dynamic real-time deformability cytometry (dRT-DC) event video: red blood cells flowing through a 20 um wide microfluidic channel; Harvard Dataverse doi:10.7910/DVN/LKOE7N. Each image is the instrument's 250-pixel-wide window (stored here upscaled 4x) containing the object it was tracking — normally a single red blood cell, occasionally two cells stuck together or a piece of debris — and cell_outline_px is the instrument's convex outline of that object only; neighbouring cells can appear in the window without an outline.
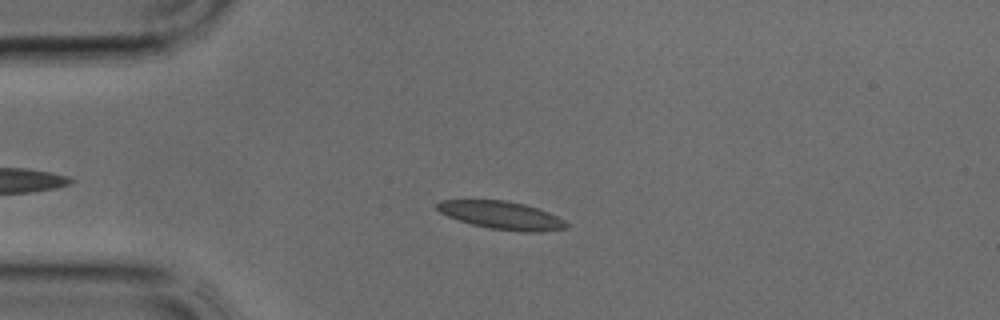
{"species": "common noctule bat (a hibernating species)", "species_latin": "Nyctalus noctula", "temperature_condition": "cold", "stored_images_in_passage": 12, "camera_frame_rate_fps": 3000, "um_per_image_px": 0.085, "animal": {"sex": "male", "body_mass_g": 17.9, "forearm_length_mm": 54.2}, "frame": {"image": 1, "passage_image": 7, "time_ms": 2.0, "image_size_px": [1000, 320], "cell_outline_px": [[568, 228], [540, 232], [520, 232], [488, 228], [472, 224], [448, 216], [440, 212], [436, 208], [436, 204], [440, 200], [504, 200], [524, 204], [548, 212], [564, 220], [568, 224]], "centroid_in_image_um": [42.64, 18.31], "position_along_channel_um": 42.4, "area_um2": 20.98}}